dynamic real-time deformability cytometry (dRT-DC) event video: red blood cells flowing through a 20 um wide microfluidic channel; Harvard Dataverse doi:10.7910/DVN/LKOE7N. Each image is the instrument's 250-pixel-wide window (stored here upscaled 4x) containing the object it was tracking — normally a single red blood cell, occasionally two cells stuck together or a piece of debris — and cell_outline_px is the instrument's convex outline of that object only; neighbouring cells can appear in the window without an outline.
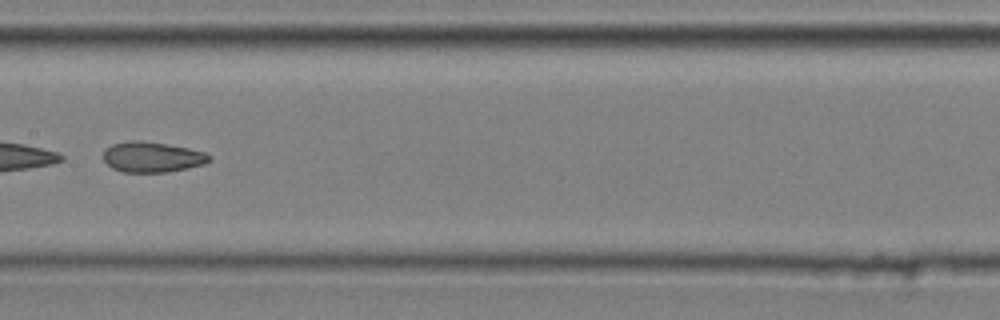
{"species": "common noctule bat (a hibernating species)", "species_latin": "Nyctalus noctula", "temperature_condition": "cold", "stored_images_in_passage": 8, "camera_frame_rate_fps": 3000, "um_per_image_px": 0.085, "animal": {"sex": "male", "body_mass_g": 20.4}, "frame": {"image": 1, "passage_image": 7, "time_ms": 2.0, "image_size_px": [1000, 320], "cell_outline_px": [[212, 160], [204, 164], [188, 168], [168, 172], [124, 172], [112, 168], [104, 160], [104, 148], [112, 144], [128, 140], [140, 140], [188, 148], [204, 152], [212, 156]], "centroid_in_image_um": [12.93, 13.34], "position_along_channel_um": 194.5, "area_um2": 18.84}}